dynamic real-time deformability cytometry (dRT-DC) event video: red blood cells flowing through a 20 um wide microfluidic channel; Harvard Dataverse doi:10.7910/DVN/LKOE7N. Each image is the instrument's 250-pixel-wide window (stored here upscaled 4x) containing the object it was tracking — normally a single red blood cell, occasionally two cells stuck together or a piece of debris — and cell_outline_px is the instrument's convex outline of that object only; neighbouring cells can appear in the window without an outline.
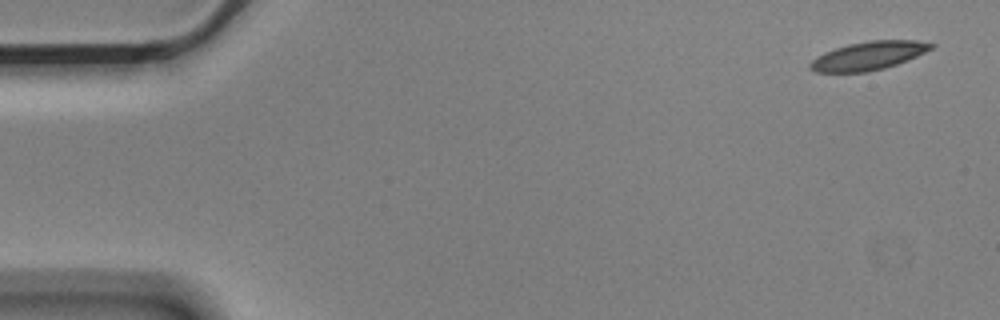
{"species": "Egyptian fruit bat (a non-hibernating species)", "species_latin": "Rousettus aegyptiacus", "temperature_condition": "cold", "stored_images_in_passage": 5, "camera_frame_rate_fps": 3000, "um_per_image_px": 0.085, "animal": {"sex": "male"}, "frame": {"image": 1, "passage_image": 1, "time_ms": 0.0, "image_size_px": [1000, 320], "cell_outline_px": [[936, 44], [932, 48], [908, 60], [884, 68], [868, 72], [816, 72], [808, 68], [808, 64], [816, 56], [824, 52], [848, 44], [868, 40], [916, 40]], "centroid_in_image_um": [73.79, 4.74], "position_along_channel_um": 11.2, "area_um2": 20.06}}
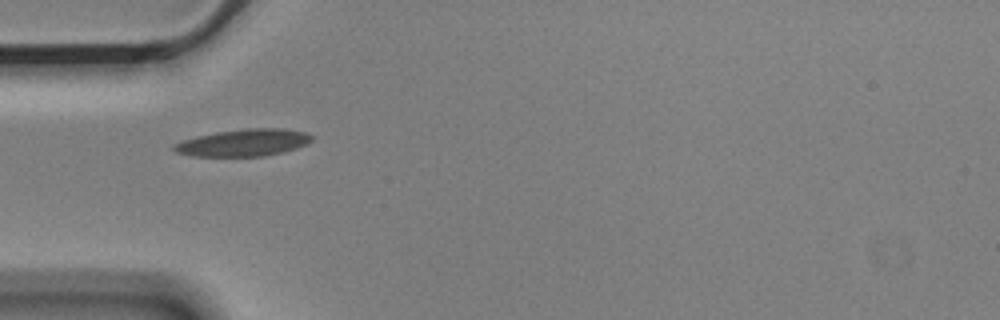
{"frame": {"image": 2, "passage_image": 5, "time_ms": 1.333, "image_size_px": [1000, 320], "cell_outline_px": [[316, 136], [312, 140], [296, 148], [284, 152], [264, 156], [192, 156], [176, 152], [172, 148], [172, 144], [196, 136], [216, 132], [244, 128], [284, 128], [308, 132]], "centroid_in_image_um": [20.73, 12.11], "position_along_channel_um": 64.3, "area_um2": 21.96}}